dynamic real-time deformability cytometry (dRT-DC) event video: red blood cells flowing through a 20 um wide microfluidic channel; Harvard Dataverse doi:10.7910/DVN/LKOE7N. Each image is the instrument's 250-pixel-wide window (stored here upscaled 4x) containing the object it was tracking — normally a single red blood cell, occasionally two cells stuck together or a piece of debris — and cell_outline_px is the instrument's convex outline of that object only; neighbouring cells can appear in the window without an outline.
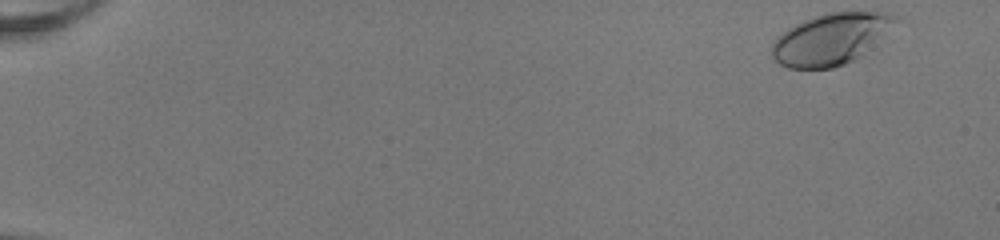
{"species": "human", "species_latin": "Homo sapiens", "temperature_condition": "room temperature", "stored_images_in_passage": 50, "camera_frame_rate_fps": 3000, "um_per_image_px": 0.085, "donor": {"sex": "female"}, "frame": {"image": 1, "passage_image": 1, "time_ms": 0.0, "image_size_px": [1000, 240], "cell_outline_px": [[900, 20], [860, 56], [844, 64], [832, 68], [788, 68], [772, 60], [772, 40], [776, 36], [788, 28], [804, 20], [828, 12], [892, 12], [900, 16]], "centroid_in_image_um": [70.6, 3.3], "position_along_channel_um": 14.4, "area_um2": 36.88}}
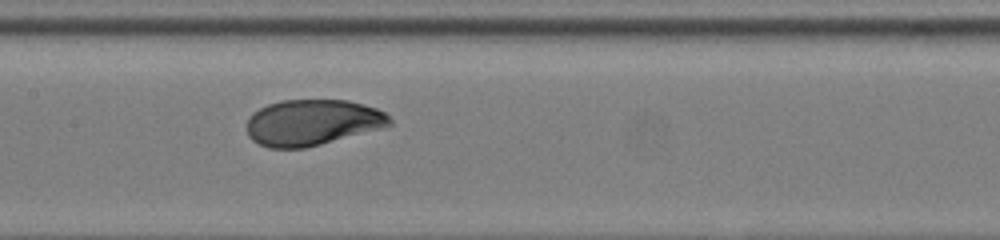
{"frame": {"image": 2, "passage_image": 26, "time_ms": 8.333, "image_size_px": [1000, 240], "cell_outline_px": [[392, 124], [384, 128], [304, 148], [268, 148], [252, 140], [248, 136], [248, 120], [252, 112], [268, 104], [280, 100], [348, 100], [376, 108], [384, 112], [392, 120]], "centroid_in_image_um": [26.55, 10.41], "position_along_channel_um": 180.8, "area_um2": 38.26}}
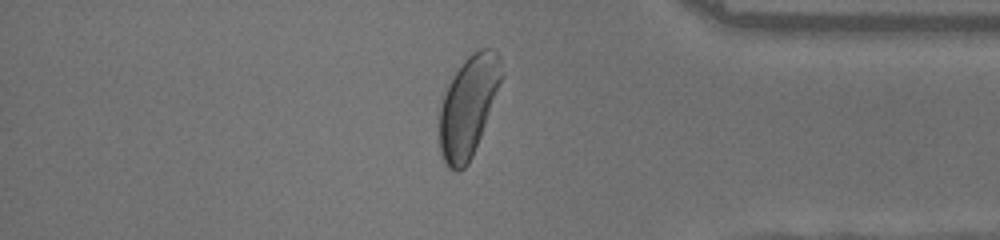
{"frame": {"image": 3, "passage_image": 43, "time_ms": 14.0, "image_size_px": [1000, 240], "cell_outline_px": [[504, 76], [472, 156], [468, 164], [460, 172], [456, 172], [448, 168], [444, 164], [440, 152], [440, 108], [448, 84], [452, 76], [464, 60], [472, 52], [480, 48], [488, 48], [496, 52]], "centroid_in_image_um": [39.8, 9.05], "position_along_channel_um": 395.4, "area_um2": 36.07}, "authors_computed_cell_mechanics": {"area_um2": 38.3503, "velocity_mm_per_s": 4.0439, "shape_relaxation_time_tau1_ms": 2.3242, "shape_relaxation_time_tau2_ms": null, "deformation_change_tau1": 0.1535, "deformation_change_tau2": null}}